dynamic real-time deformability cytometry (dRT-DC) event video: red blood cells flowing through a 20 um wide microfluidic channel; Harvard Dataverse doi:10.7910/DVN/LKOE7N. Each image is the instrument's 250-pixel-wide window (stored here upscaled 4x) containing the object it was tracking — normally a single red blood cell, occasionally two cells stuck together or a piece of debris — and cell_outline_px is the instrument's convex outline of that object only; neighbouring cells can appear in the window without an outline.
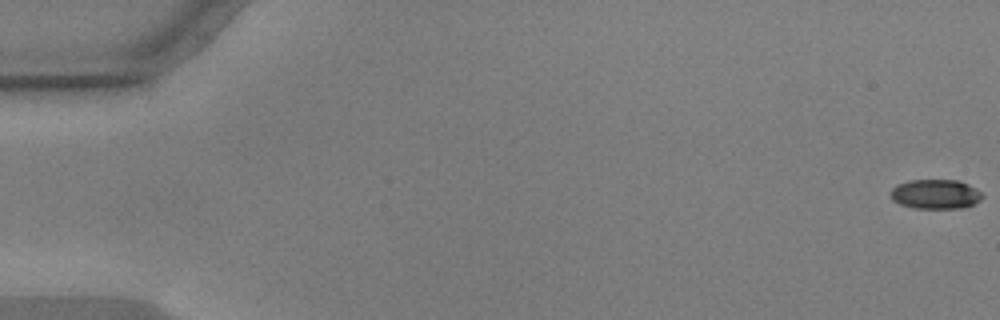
{"species": "common noctule bat (a hibernating species)", "species_latin": "Nyctalus noctula", "temperature_condition": "warm", "stored_images_in_passage": 57, "camera_frame_rate_fps": 3000, "um_per_image_px": 0.085, "animal": {"sex": "male", "body_mass_g": 17.9, "forearm_length_mm": 54.2}, "frame": {"image": 1, "passage_image": 1, "time_ms": 0.0, "image_size_px": [1000, 320], "cell_outline_px": [[984, 196], [980, 200], [964, 208], [912, 208], [900, 204], [892, 200], [892, 188], [896, 184], [908, 180], [956, 180], [968, 184], [976, 188]], "centroid_in_image_um": [79.51, 16.5], "position_along_channel_um": 5.5, "area_um2": 15.78}}
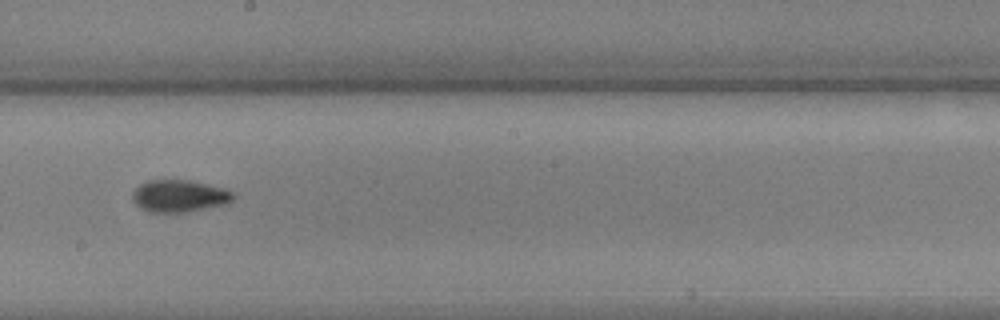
{"frame": {"image": 2, "passage_image": 33, "time_ms": 10.667, "image_size_px": [1000, 320], "cell_outline_px": [[236, 196], [228, 204], [188, 212], [148, 212], [140, 208], [132, 200], [132, 192], [140, 184], [148, 180], [192, 180], [224, 188], [236, 192]], "centroid_in_image_um": [15.28, 16.66], "position_along_channel_um": 232.9, "area_um2": 19.25}}
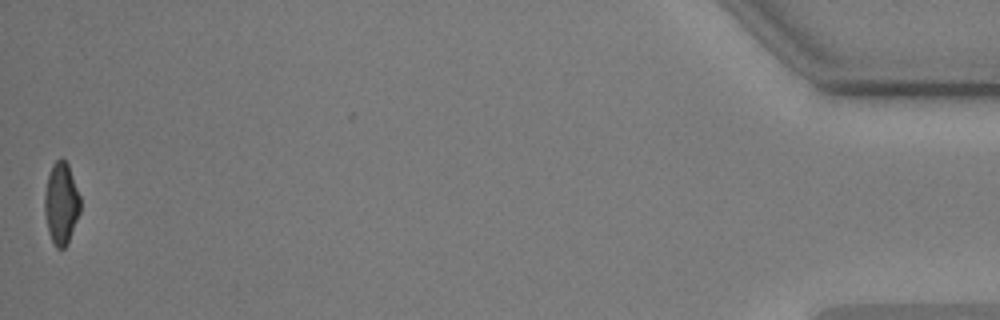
{"frame": {"image": 3, "passage_image": 57, "time_ms": 18.667, "image_size_px": [1000, 320], "cell_outline_px": [[80, 212], [68, 244], [64, 248], [56, 248], [48, 232], [44, 212], [44, 192], [48, 176], [52, 164], [56, 160], [64, 160], [68, 164], [80, 196]], "centroid_in_image_um": [5.2, 17.31], "position_along_channel_um": 430.0, "area_um2": 17.05}, "authors_computed_cell_mechanics": {"area_um2": 17.629, "velocity_mm_per_s": 3.6142, "shape_relaxation_time_tau1_ms": 5.9967, "shape_relaxation_time_tau2_ms": 2.7078, "deformation_change_tau1": 0.1867, "deformation_change_tau2": 0.0892}}